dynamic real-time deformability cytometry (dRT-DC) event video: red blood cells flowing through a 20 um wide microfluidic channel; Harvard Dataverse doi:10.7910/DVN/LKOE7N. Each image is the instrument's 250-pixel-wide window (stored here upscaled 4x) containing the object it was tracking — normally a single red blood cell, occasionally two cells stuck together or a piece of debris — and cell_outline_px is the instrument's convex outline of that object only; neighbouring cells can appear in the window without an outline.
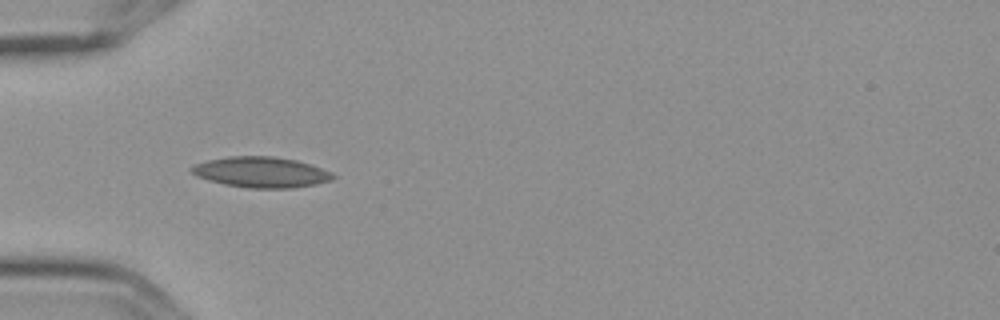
{"species": "Egyptian fruit bat (a non-hibernating species)", "species_latin": "Rousettus aegyptiacus", "temperature_condition": "cold", "stored_images_in_passage": 5, "camera_frame_rate_fps": 3000, "um_per_image_px": 0.085, "frame": {"image": 1, "passage_image": 4, "time_ms": 1.0, "image_size_px": [1000, 320], "cell_outline_px": [[336, 176], [328, 180], [316, 184], [292, 188], [248, 188], [224, 184], [208, 180], [196, 176], [188, 168], [192, 164], [208, 160], [228, 156], [272, 156], [296, 160], [332, 172]], "centroid_in_image_um": [22.13, 14.63], "position_along_channel_um": 62.9, "area_um2": 25.2}}
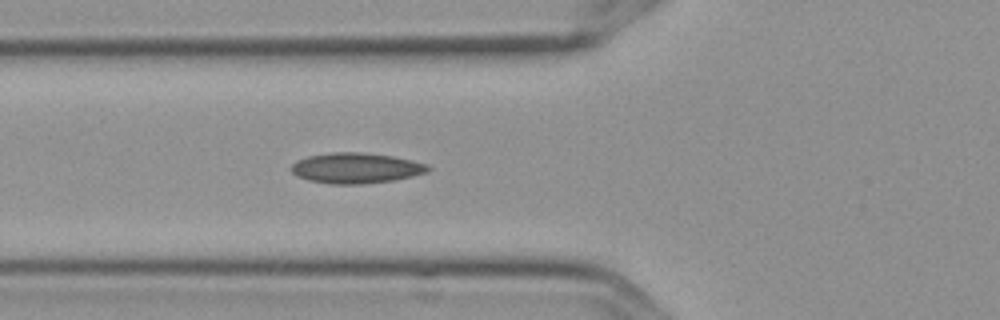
{"frame": {"image": 2, "passage_image": 5, "time_ms": 1.333, "image_size_px": [1000, 320], "cell_outline_px": [[432, 168], [428, 172], [412, 176], [392, 180], [360, 184], [332, 184], [308, 180], [296, 176], [292, 172], [292, 164], [296, 160], [308, 156], [332, 152], [360, 152], [392, 156], [412, 160], [428, 164]], "centroid_in_image_um": [30.26, 14.28], "position_along_channel_um": 95.5, "area_um2": 24.28}}